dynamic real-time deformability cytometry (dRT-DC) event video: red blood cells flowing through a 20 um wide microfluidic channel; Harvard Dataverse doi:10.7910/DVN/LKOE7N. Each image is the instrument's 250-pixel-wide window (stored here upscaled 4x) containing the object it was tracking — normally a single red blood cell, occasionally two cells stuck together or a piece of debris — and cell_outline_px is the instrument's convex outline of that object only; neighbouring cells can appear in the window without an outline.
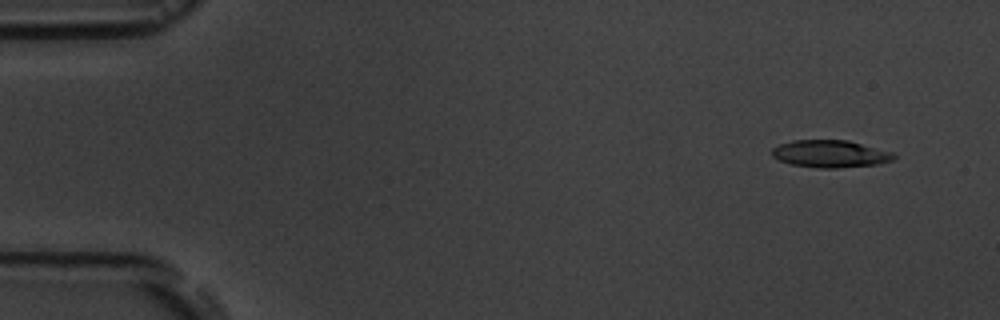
{"species": "common noctule bat (a hibernating species)", "species_latin": "Nyctalus noctula", "temperature_condition": "room temperature", "stored_images_in_passage": 5, "camera_frame_rate_fps": 3000, "um_per_image_px": 0.085, "animal": {"sex": "male", "body_mass_g": 19.5, "forearm_length_mm": 54.6}, "frame": {"image": 1, "passage_image": 1, "time_ms": 0.0, "image_size_px": [1000, 320], "cell_outline_px": [[896, 156], [892, 160], [880, 164], [836, 168], [816, 168], [792, 164], [780, 160], [772, 156], [772, 148], [780, 144], [792, 140], [848, 140], [896, 152]], "centroid_in_image_um": [70.63, 13.07], "position_along_channel_um": 14.4, "area_um2": 19.59}}
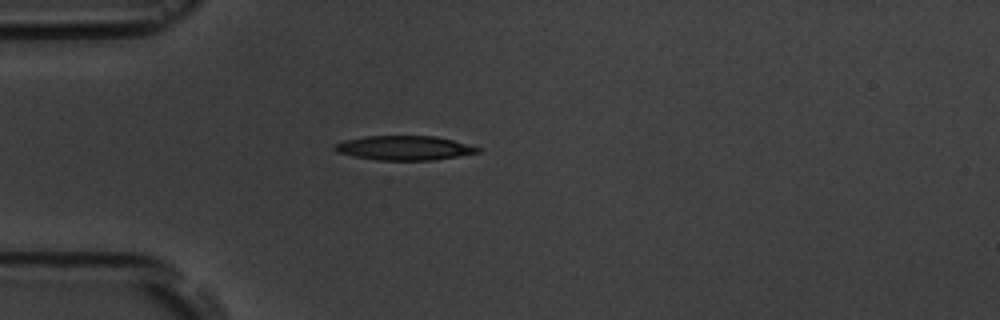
{"frame": {"image": 2, "passage_image": 4, "time_ms": 3.667, "image_size_px": [1000, 320], "cell_outline_px": [[484, 148], [480, 152], [432, 160], [376, 160], [336, 152], [332, 148], [336, 144], [344, 140], [364, 136], [436, 136]], "centroid_in_image_um": [34.37, 12.57], "position_along_channel_um": 50.6, "area_um2": 20.23}}